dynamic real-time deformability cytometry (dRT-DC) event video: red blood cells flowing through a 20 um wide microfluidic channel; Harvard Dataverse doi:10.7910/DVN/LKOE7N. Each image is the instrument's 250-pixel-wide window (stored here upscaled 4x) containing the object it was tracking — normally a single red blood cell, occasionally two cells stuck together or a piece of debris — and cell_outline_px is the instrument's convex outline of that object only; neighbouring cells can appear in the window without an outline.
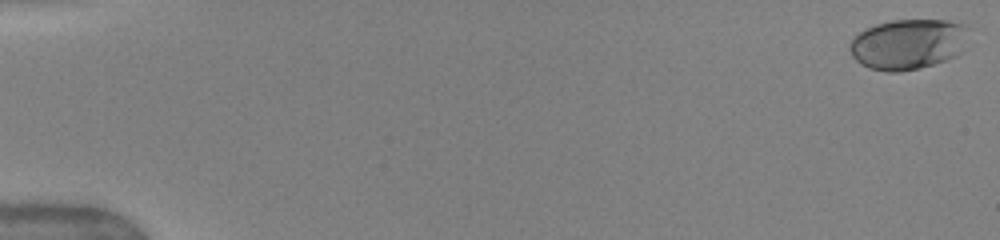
{"species": "human", "species_latin": "Homo sapiens", "temperature_condition": "warm", "stored_images_in_passage": 22, "camera_frame_rate_fps": 3000, "um_per_image_px": 0.085, "donor": {"sex": "female"}, "frame": {"image": 1, "passage_image": 1, "time_ms": 0.0, "image_size_px": [1000, 240], "cell_outline_px": [[968, 24], [960, 52], [956, 56], [920, 68], [900, 72], [888, 72], [868, 68], [860, 64], [852, 56], [852, 40], [864, 28], [876, 24], [892, 20], [944, 20]], "centroid_in_image_um": [77.16, 3.75], "position_along_channel_um": 7.8, "area_um2": 34.56}}
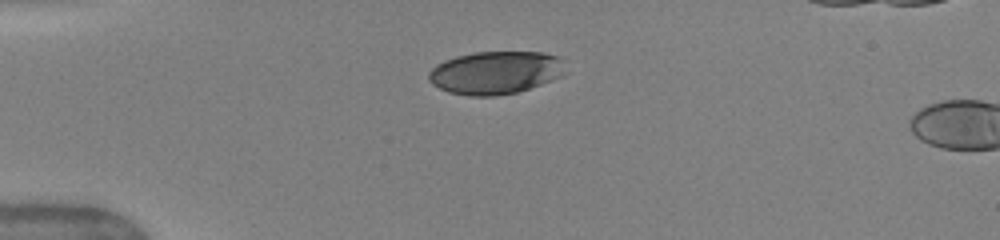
{"frame": {"image": 2, "passage_image": 19, "time_ms": 4.333, "image_size_px": [1000, 240], "cell_outline_px": [[568, 72], [552, 80], [516, 92], [496, 96], [468, 96], [448, 92], [432, 84], [428, 80], [428, 72], [436, 64], [444, 60], [456, 56], [472, 52], [544, 52], [560, 56]], "centroid_in_image_um": [42.12, 6.16], "position_along_channel_um": 42.9, "area_um2": 34.51}}